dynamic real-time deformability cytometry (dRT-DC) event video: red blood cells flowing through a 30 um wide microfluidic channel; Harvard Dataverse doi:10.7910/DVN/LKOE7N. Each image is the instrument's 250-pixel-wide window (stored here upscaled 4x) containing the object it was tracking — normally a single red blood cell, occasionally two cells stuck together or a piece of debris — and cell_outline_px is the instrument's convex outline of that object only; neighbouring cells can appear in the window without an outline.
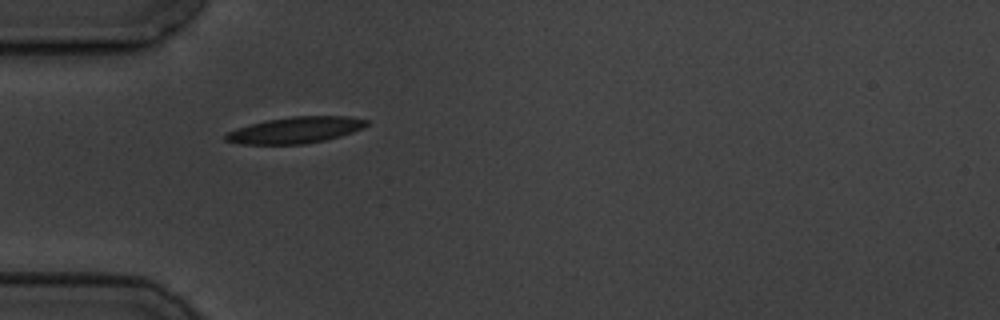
{"species": "common noctule bat (a hibernating species)", "species_latin": "Nyctalus noctula", "temperature_condition": "cold", "stored_images_in_passage": 2, "camera_frame_rate_fps": 3000, "um_per_image_px": 0.085, "animal": {"sex": "male", "body_mass_g": 19.5, "forearm_length_mm": 54.6}, "frame": {"image": 1, "passage_image": 1, "time_ms": 0.0, "image_size_px": [1000, 320], "cell_outline_px": [[368, 124], [364, 128], [340, 136], [324, 140], [304, 144], [240, 144], [224, 140], [224, 136], [228, 132], [236, 128], [264, 120], [292, 116], [348, 116], [368, 120]], "centroid_in_image_um": [25.1, 11.05], "position_along_channel_um": 59.9, "area_um2": 21.68}}
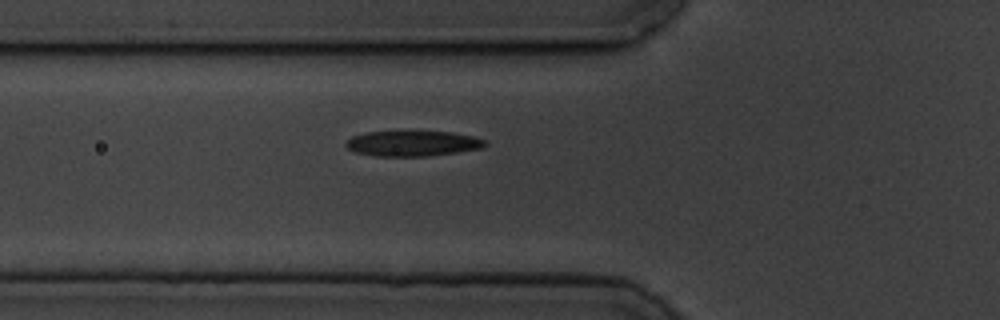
{"frame": {"image": 2, "passage_image": 2, "time_ms": 1.0, "image_size_px": [1000, 320], "cell_outline_px": [[488, 144], [484, 148], [428, 156], [376, 156], [356, 152], [348, 148], [344, 144], [352, 136], [364, 132], [452, 132], [472, 136], [484, 140]], "centroid_in_image_um": [35.08, 12.2], "position_along_channel_um": 90.7, "area_um2": 20.4}}